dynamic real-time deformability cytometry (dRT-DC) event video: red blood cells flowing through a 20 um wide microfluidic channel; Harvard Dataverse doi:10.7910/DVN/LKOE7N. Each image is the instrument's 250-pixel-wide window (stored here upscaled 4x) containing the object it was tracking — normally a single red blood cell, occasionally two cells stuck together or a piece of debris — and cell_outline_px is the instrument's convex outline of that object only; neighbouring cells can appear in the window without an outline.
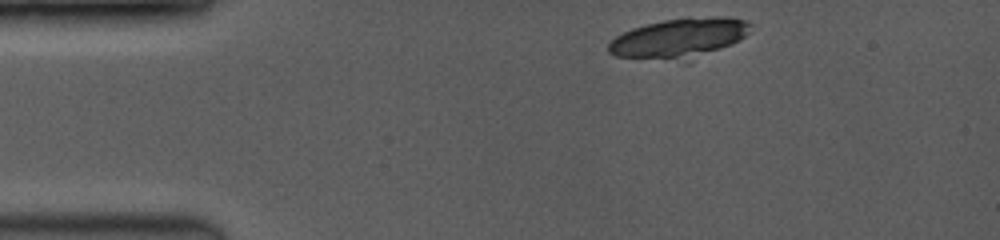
{"species": "common noctule bat (a hibernating species)", "species_latin": "Nyctalus noctula", "temperature_condition": "room temperature", "stored_images_in_passage": 2, "camera_frame_rate_fps": 3500, "um_per_image_px": 0.085, "animal": {"sex": "female", "body_mass_g": 19.0, "forearm_length_mm": 53.3}, "frame": {"image": 1, "passage_image": 1, "time_ms": 0.0, "image_size_px": [1000, 240], "cell_outline_px": [[752, 24], [748, 32], [740, 40], [732, 44], [688, 64], [684, 64], [616, 56], [608, 52], [608, 44], [616, 36], [632, 28], [664, 20], [720, 16], [744, 20]], "centroid_in_image_um": [57.73, 3.32], "position_along_channel_um": 27.3, "area_um2": 33.7}}